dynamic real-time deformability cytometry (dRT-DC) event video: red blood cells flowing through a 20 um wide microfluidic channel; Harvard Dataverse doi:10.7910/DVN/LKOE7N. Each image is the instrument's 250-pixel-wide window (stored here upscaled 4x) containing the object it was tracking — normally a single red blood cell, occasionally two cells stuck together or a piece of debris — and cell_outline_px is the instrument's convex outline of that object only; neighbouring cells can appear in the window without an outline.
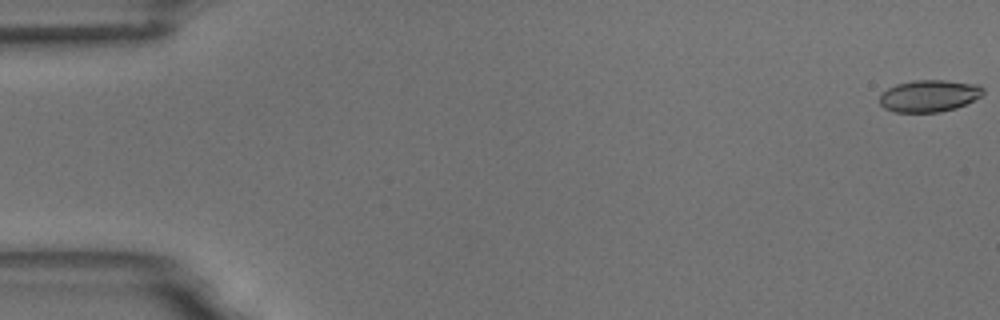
{"species": "common noctule bat (a hibernating species)", "species_latin": "Nyctalus noctula", "temperature_condition": "room temperature", "stored_images_in_passage": 54, "camera_frame_rate_fps": 3000, "um_per_image_px": 0.085, "animal": {"sex": "male", "body_mass_g": 18.8}, "frame": {"image": 1, "passage_image": 1, "time_ms": 0.0, "image_size_px": [1000, 320], "cell_outline_px": [[984, 92], [980, 96], [956, 108], [940, 112], [896, 112], [884, 108], [880, 104], [880, 96], [888, 88], [896, 84], [912, 80], [944, 80], [980, 84], [984, 88]], "centroid_in_image_um": [78.98, 8.14], "position_along_channel_um": 6.0, "area_um2": 19.25}}
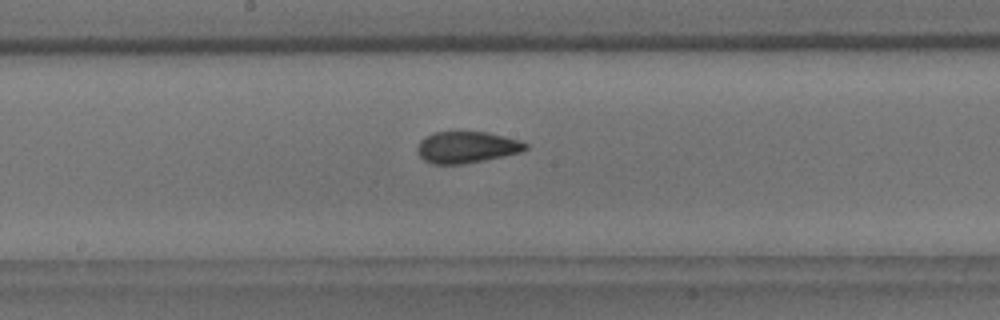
{"frame": {"image": 2, "passage_image": 29, "time_ms": 9.333, "image_size_px": [1000, 320], "cell_outline_px": [[528, 148], [520, 152], [504, 156], [464, 164], [432, 164], [424, 160], [420, 156], [416, 148], [420, 140], [424, 136], [432, 132], [456, 128], [488, 132], [520, 140], [528, 144]], "centroid_in_image_um": [39.63, 12.45], "position_along_channel_um": 208.6, "area_um2": 20.81}}
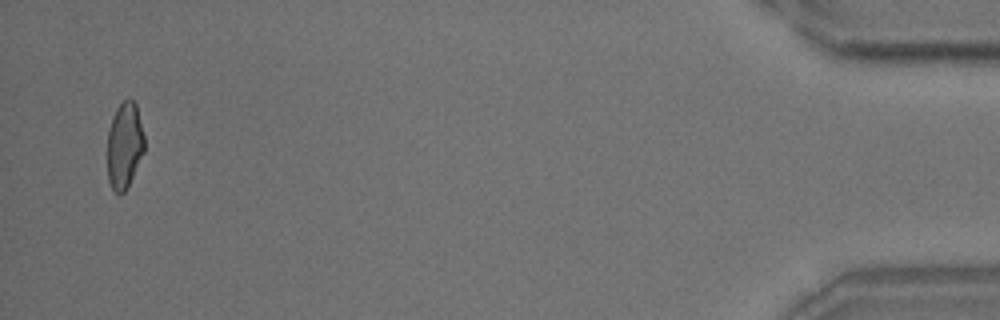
{"frame": {"image": 3, "passage_image": 53, "time_ms": 17.333, "image_size_px": [1000, 320], "cell_outline_px": [[144, 152], [124, 192], [120, 196], [112, 188], [108, 180], [108, 132], [112, 116], [116, 108], [128, 96], [136, 104], [144, 136]], "centroid_in_image_um": [10.57, 12.33], "position_along_channel_um": 424.6, "area_um2": 18.5}, "authors_computed_cell_mechanics": {"area_um2": 19.7965, "velocity_mm_per_s": 3.7548, "shape_relaxation_time_tau1_ms": 4.4135, "shape_relaxation_time_tau2_ms": 1.4989, "deformation_change_tau1": 0.1389, "deformation_change_tau2": 0.0557}}